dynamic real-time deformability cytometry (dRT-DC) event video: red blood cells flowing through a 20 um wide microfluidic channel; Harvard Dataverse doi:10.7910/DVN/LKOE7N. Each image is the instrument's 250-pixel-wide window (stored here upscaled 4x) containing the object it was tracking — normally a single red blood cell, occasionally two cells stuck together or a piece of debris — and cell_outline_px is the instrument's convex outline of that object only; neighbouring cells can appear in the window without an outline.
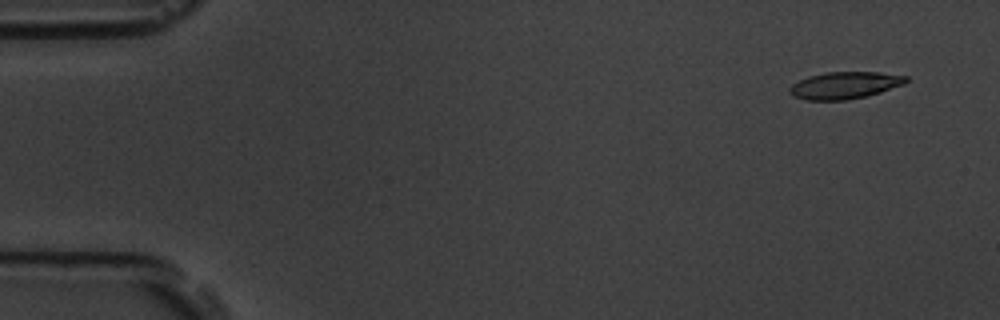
{"species": "common noctule bat (a hibernating species)", "species_latin": "Nyctalus noctula", "temperature_condition": "room temperature", "stored_images_in_passage": 7, "camera_frame_rate_fps": 3000, "um_per_image_px": 0.085, "animal": {"sex": "male", "body_mass_g": 19.5, "forearm_length_mm": 54.6}, "frame": {"image": 1, "passage_image": 2, "time_ms": 1.0, "image_size_px": [1000, 320], "cell_outline_px": [[908, 80], [904, 84], [880, 92], [848, 100], [804, 100], [792, 96], [788, 92], [788, 88], [792, 84], [808, 76], [824, 72], [880, 72], [908, 76]], "centroid_in_image_um": [71.76, 7.25], "position_along_channel_um": 13.2, "area_um2": 18.44}}
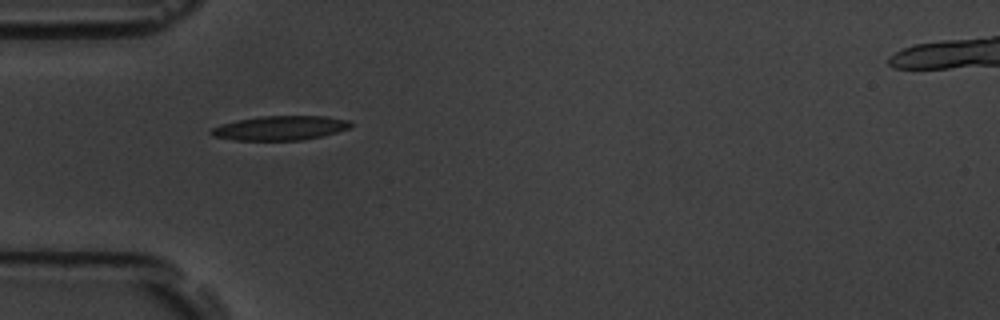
{"frame": {"image": 2, "passage_image": 6, "time_ms": 5.667, "image_size_px": [1000, 320], "cell_outline_px": [[352, 124], [348, 128], [336, 132], [304, 140], [232, 140], [212, 136], [208, 132], [212, 128], [236, 120], [260, 116], [324, 116], [348, 120]], "centroid_in_image_um": [23.77, 10.88], "position_along_channel_um": 61.2, "area_um2": 19.65}}
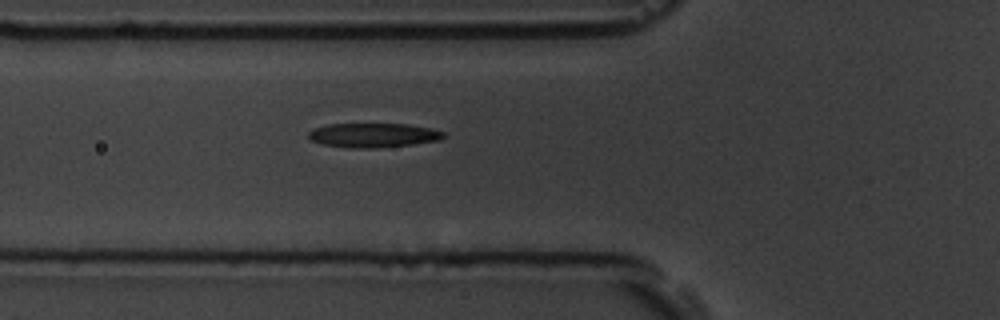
{"frame": {"image": 3, "passage_image": 7, "time_ms": 6.667, "image_size_px": [1000, 320], "cell_outline_px": [[444, 136], [440, 140], [412, 144], [376, 148], [352, 148], [324, 144], [308, 140], [308, 132], [312, 128], [328, 124], [408, 124], [428, 128], [444, 132]], "centroid_in_image_um": [31.67, 11.49], "position_along_channel_um": 94.1, "area_um2": 19.07}}